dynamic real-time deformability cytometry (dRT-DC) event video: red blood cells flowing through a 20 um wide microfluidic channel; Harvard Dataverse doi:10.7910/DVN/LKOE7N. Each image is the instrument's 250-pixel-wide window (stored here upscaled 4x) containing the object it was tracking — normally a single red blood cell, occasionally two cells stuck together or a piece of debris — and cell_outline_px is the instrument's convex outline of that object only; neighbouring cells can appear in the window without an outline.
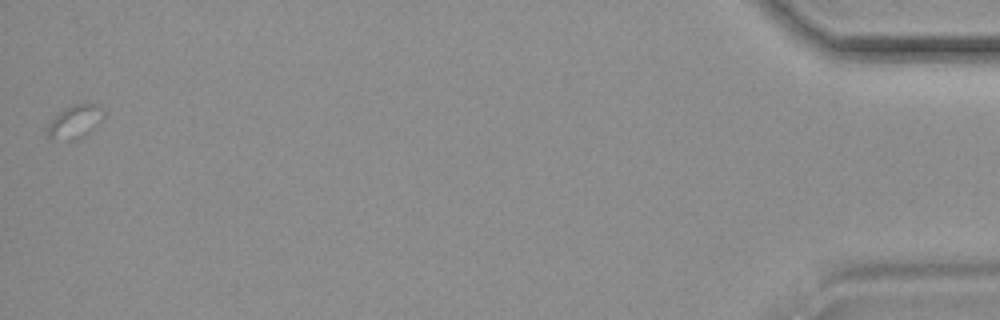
{"species": "common noctule bat (a hibernating species)", "species_latin": "Nyctalus noctula", "temperature_condition": "room temperature", "stored_images_in_passage": 43, "camera_frame_rate_fps": 3000, "um_per_image_px": 0.085, "animal": {"sex": "female", "body_mass_g": 19.9}, "frame": {"image": 1, "passage_image": 43, "time_ms": 14.0, "image_size_px": [1000, 320], "cell_outline_px": [[104, 120], [88, 132], [80, 136], [52, 140], [48, 136], [48, 124], [64, 108], [76, 104], [100, 104], [104, 108]], "centroid_in_image_um": [6.43, 10.28], "position_along_channel_um": 428.8, "area_um2": 10.52}}